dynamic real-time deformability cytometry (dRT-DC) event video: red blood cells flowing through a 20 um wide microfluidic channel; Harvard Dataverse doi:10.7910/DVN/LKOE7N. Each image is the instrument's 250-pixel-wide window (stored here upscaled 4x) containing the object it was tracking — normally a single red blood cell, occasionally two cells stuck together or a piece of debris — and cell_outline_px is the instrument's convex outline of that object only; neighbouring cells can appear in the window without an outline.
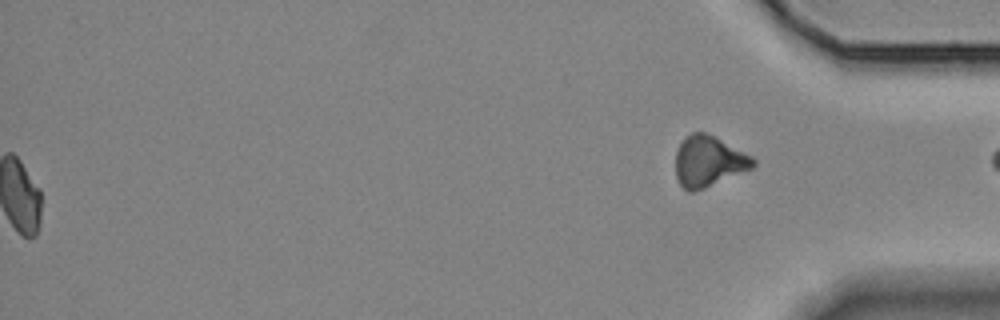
{"species": "Egyptian fruit bat (a non-hibernating species)", "species_latin": "Rousettus aegyptiacus", "temperature_condition": "room temperature", "stored_images_in_passage": 41, "segment_of_instrument_passage": [2, 2], "camera_frame_rate_fps": 3000, "um_per_image_px": 0.085, "animal": {"sex": "female"}, "frame": {"image": 1, "passage_image": 41, "time_ms": 13.333, "image_size_px": [1000, 320], "cell_outline_px": [[756, 164], [752, 168], [704, 188], [692, 192], [688, 192], [680, 184], [676, 176], [676, 152], [684, 136], [692, 132], [704, 132], [752, 156], [756, 160]], "centroid_in_image_um": [60.21, 13.72], "position_along_channel_um": 375.0, "area_um2": 22.6}}